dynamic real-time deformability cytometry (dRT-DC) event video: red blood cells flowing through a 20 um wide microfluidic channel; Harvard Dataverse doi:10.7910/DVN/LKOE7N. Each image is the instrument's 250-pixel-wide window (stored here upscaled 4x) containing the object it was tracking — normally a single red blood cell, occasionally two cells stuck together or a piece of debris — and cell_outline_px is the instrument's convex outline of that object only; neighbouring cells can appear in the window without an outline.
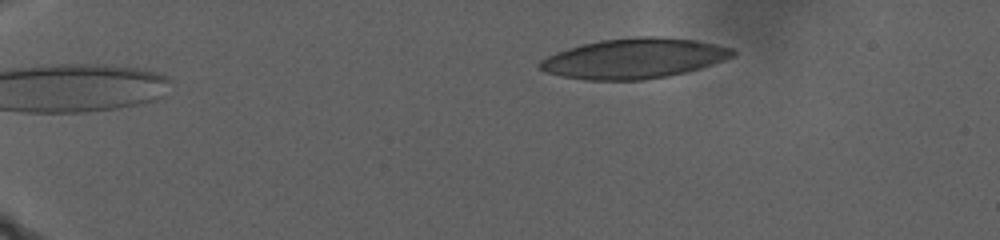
{"species": "human", "species_latin": "Homo sapiens", "temperature_condition": "warm", "stored_images_in_passage": 54, "camera_frame_rate_fps": 3000, "um_per_image_px": 0.085, "donor": {"sex": "male"}, "frame": {"image": 1, "passage_image": 3, "time_ms": 1.0, "image_size_px": [1000, 240], "cell_outline_px": [[736, 56], [700, 68], [668, 76], [644, 80], [584, 80], [560, 76], [548, 72], [540, 68], [536, 64], [540, 60], [556, 52], [568, 48], [600, 40], [636, 36], [656, 36], [696, 40], [716, 44], [732, 48], [736, 52]], "centroid_in_image_um": [53.9, 4.96], "position_along_channel_um": 31.1, "area_um2": 45.2}}
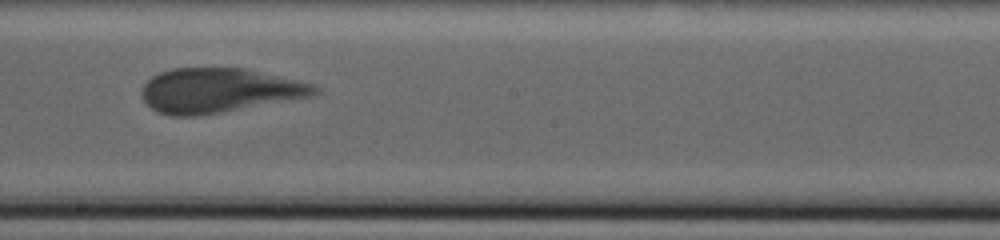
{"frame": {"image": 2, "passage_image": 31, "time_ms": 16.333, "image_size_px": [1000, 240], "cell_outline_px": [[320, 92], [312, 96], [224, 112], [196, 116], [168, 116], [156, 112], [144, 100], [140, 92], [140, 88], [152, 76], [160, 72], [172, 68], [244, 68], [296, 80], [312, 84], [320, 88]], "centroid_in_image_um": [18.58, 7.7], "position_along_channel_um": 229.6, "area_um2": 44.85}}
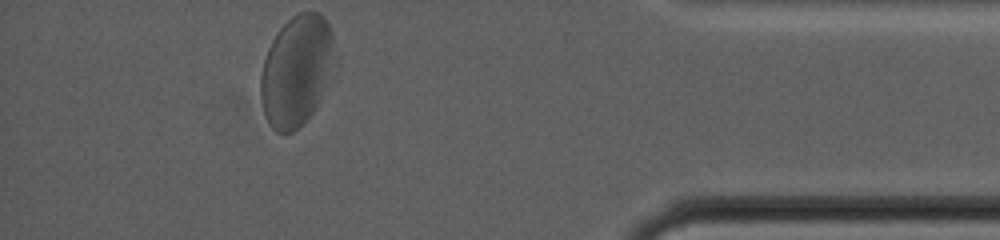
{"frame": {"image": 3, "passage_image": 54, "time_ms": 26.667, "image_size_px": [1000, 240], "cell_outline_px": [[332, 60], [316, 108], [292, 132], [276, 132], [268, 124], [264, 112], [260, 96], [260, 76], [264, 60], [268, 48], [276, 32], [292, 16], [300, 12], [320, 12], [324, 16], [332, 32]], "centroid_in_image_um": [25.13, 5.98], "position_along_channel_um": 410.1, "area_um2": 46.64}, "authors_computed_cell_mechanics": {"area_um2": 45.5753, "velocity_mm_per_s": 2.038, "shape_relaxation_time_tau1_ms": 6.9184, "shape_relaxation_time_tau2_ms": 1.7264, "deformation_change_tau1": 0.1582, "deformation_change_tau2": 0.0925}}